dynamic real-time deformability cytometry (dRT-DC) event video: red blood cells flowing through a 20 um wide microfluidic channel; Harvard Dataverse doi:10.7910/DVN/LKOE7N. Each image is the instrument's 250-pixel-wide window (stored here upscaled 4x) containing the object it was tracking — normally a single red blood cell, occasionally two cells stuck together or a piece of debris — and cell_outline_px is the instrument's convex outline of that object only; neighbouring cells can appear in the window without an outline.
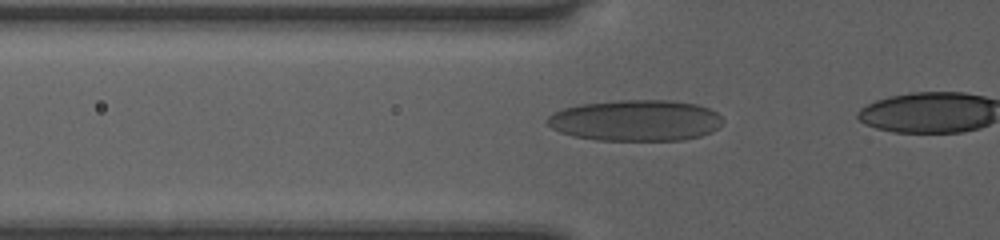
{"species": "human", "species_latin": "Homo sapiens", "temperature_condition": "room temperature", "stored_images_in_passage": 29, "camera_frame_rate_fps": 3000, "um_per_image_px": 0.085, "donor": {"sex": "female"}, "frame": {"image": 1, "passage_image": 14, "time_ms": 4.333, "image_size_px": [1000, 240], "cell_outline_px": [[724, 120], [712, 132], [700, 136], [684, 140], [596, 140], [572, 136], [560, 132], [552, 128], [544, 120], [552, 112], [564, 108], [580, 104], [620, 100], [672, 100], [696, 104], [708, 108], [716, 112]], "centroid_in_image_um": [54.01, 10.24], "position_along_channel_um": 71.8, "area_um2": 42.25}}
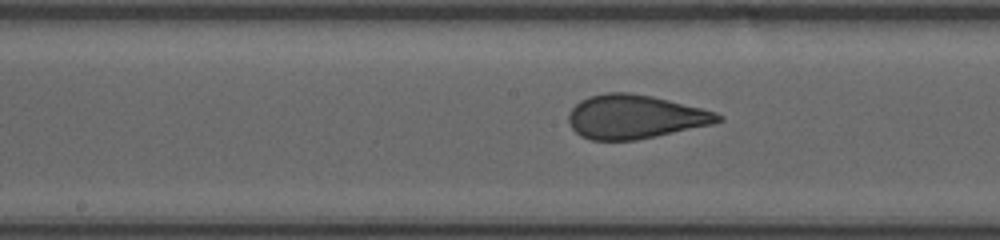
{"frame": {"image": 2, "passage_image": 23, "time_ms": 7.333, "image_size_px": [1000, 240], "cell_outline_px": [[724, 120], [712, 124], [656, 136], [636, 140], [592, 140], [580, 136], [572, 128], [568, 120], [568, 112], [580, 100], [588, 96], [604, 92], [628, 92], [652, 96], [716, 112], [724, 116]], "centroid_in_image_um": [53.95, 9.92], "position_along_channel_um": 194.3, "area_um2": 38.15}}
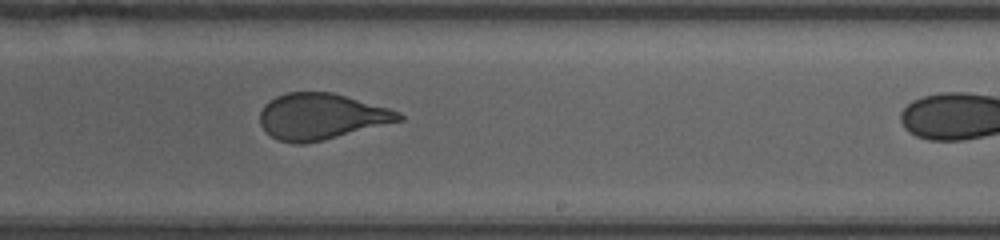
{"frame": {"image": 3, "passage_image": 28, "time_ms": 9.0, "image_size_px": [1000, 240], "cell_outline_px": [[404, 120], [324, 140], [304, 144], [292, 144], [280, 140], [272, 136], [260, 124], [260, 112], [264, 104], [276, 96], [288, 92], [332, 92], [388, 108], [400, 112], [404, 116]], "centroid_in_image_um": [27.31, 9.9], "position_along_channel_um": 261.7, "area_um2": 37.22}}